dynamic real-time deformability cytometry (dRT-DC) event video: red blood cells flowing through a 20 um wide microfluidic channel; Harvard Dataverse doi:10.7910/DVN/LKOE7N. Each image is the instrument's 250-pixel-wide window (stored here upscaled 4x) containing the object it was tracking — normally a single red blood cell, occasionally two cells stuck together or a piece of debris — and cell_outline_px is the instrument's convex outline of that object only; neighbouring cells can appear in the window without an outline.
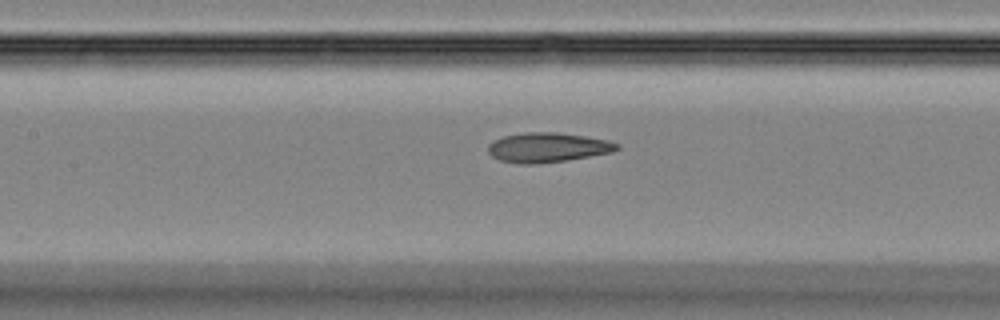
{"species": "Egyptian fruit bat (a non-hibernating species)", "species_latin": "Rousettus aegyptiacus", "temperature_condition": "room temperature", "stored_images_in_passage": 44, "camera_frame_rate_fps": 3000, "um_per_image_px": 0.085, "animal": {"sex": "female"}, "frame": {"image": 1, "passage_image": 20, "time_ms": 6.333, "image_size_px": [1000, 320], "cell_outline_px": [[620, 148], [612, 152], [568, 160], [536, 164], [516, 164], [500, 160], [492, 156], [488, 152], [488, 144], [504, 136], [524, 132], [560, 132], [608, 140], [620, 144]], "centroid_in_image_um": [46.56, 12.54], "position_along_channel_um": 160.8, "area_um2": 22.37}}
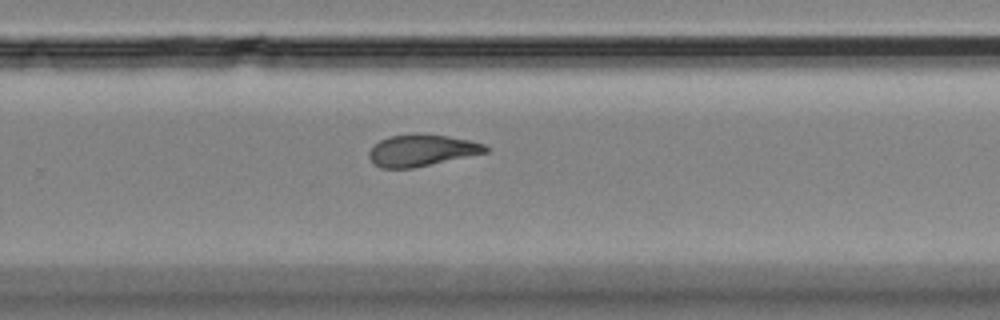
{"frame": {"image": 2, "passage_image": 29, "time_ms": 9.333, "image_size_px": [1000, 320], "cell_outline_px": [[488, 152], [412, 168], [380, 168], [372, 164], [368, 156], [368, 152], [380, 140], [388, 136], [416, 132], [420, 132], [448, 136], [468, 140], [484, 144], [488, 148]], "centroid_in_image_um": [35.8, 12.76], "position_along_channel_um": 294.0, "area_um2": 21.68}}
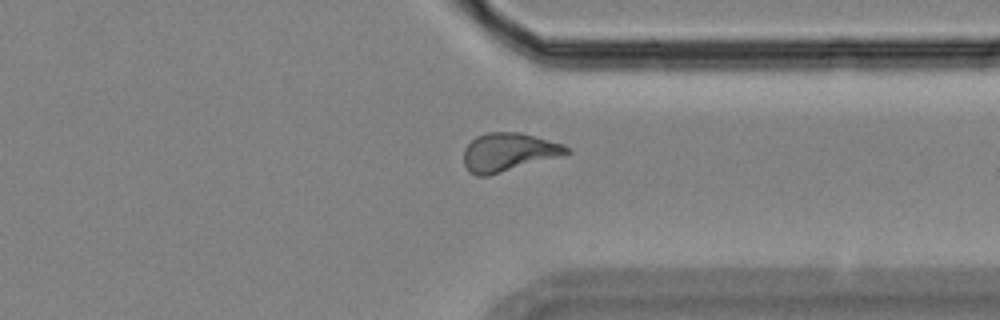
{"frame": {"image": 3, "passage_image": 34, "time_ms": 11.0, "image_size_px": [1000, 320], "cell_outline_px": [[572, 152], [564, 156], [488, 176], [476, 176], [468, 172], [464, 164], [464, 148], [476, 136], [488, 132], [520, 132], [564, 144]], "centroid_in_image_um": [43.24, 12.95], "position_along_channel_um": 368.2, "area_um2": 23.35}}